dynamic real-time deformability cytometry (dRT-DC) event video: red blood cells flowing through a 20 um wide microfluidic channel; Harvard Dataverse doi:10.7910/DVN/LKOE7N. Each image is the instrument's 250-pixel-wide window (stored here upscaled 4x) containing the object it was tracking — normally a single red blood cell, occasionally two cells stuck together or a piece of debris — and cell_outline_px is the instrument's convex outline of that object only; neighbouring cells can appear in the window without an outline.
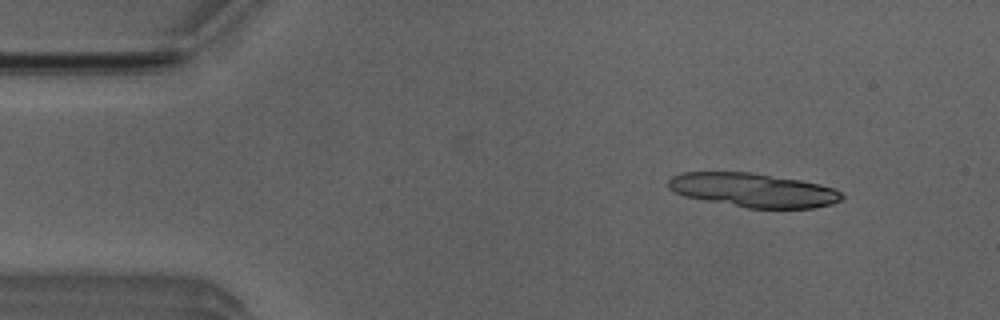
{"species": "Egyptian fruit bat (a non-hibernating species)", "species_latin": "Rousettus aegyptiacus", "temperature_condition": "room temperature", "stored_images_in_passage": 36, "camera_frame_rate_fps": 3000, "um_per_image_px": 0.085, "animal": {"sex": "male"}, "frame": {"image": 1, "passage_image": 6, "time_ms": 1.667, "image_size_px": [1000, 320], "cell_outline_px": [[844, 196], [840, 200], [832, 204], [812, 208], [748, 208], [684, 196], [668, 188], [668, 180], [672, 176], [680, 172], [752, 172], [800, 180], [820, 184], [832, 188], [840, 192]], "centroid_in_image_um": [64.01, 16.15], "position_along_channel_um": 21.0, "area_um2": 34.22}}
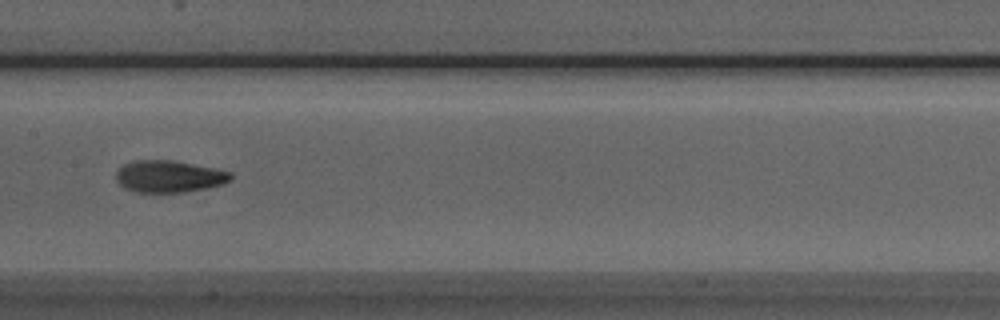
{"frame": {"image": 2, "passage_image": 26, "time_ms": 8.333, "image_size_px": [1000, 320], "cell_outline_px": [[232, 180], [224, 184], [184, 192], [132, 192], [124, 188], [116, 180], [116, 172], [124, 164], [136, 160], [172, 160], [232, 172]], "centroid_in_image_um": [14.36, 15.0], "position_along_channel_um": 193.0, "area_um2": 21.27}}